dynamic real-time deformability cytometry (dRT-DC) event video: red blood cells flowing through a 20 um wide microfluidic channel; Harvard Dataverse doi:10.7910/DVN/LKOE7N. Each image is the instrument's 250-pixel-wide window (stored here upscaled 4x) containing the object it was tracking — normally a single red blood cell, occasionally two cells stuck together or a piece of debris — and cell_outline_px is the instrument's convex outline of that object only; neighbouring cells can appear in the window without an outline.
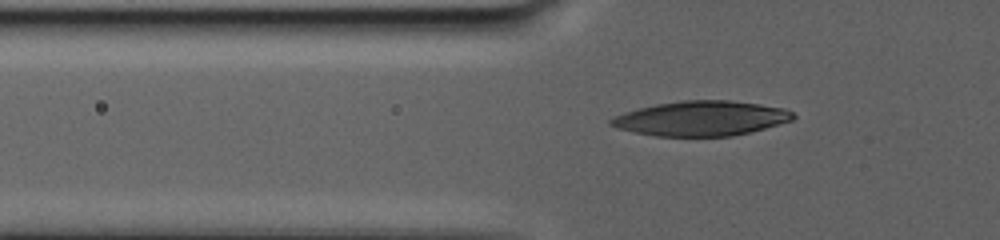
{"species": "human", "species_latin": "Homo sapiens", "temperature_condition": "warm", "stored_images_in_passage": 80, "camera_frame_rate_fps": 3000, "um_per_image_px": 0.085, "donor": {"sex": "male"}, "frame": {"image": 1, "passage_image": 3, "time_ms": 0.333, "image_size_px": [1000, 240], "cell_outline_px": [[796, 116], [792, 120], [764, 128], [732, 136], [656, 136], [616, 128], [608, 124], [608, 120], [612, 116], [624, 112], [656, 104], [684, 100], [728, 100], [760, 104], [784, 108], [792, 112]], "centroid_in_image_um": [59.56, 10.06], "position_along_channel_um": 66.2, "area_um2": 36.82}}
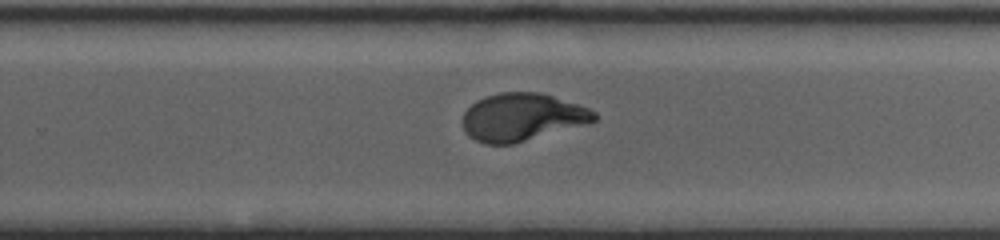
{"frame": {"image": 2, "passage_image": 37, "time_ms": 10.0, "image_size_px": [1000, 240], "cell_outline_px": [[596, 120], [512, 144], [484, 144], [468, 136], [464, 128], [464, 112], [476, 100], [500, 92], [540, 92], [588, 108], [596, 112]], "centroid_in_image_um": [44.33, 9.95], "position_along_channel_um": 285.5, "area_um2": 35.78}}
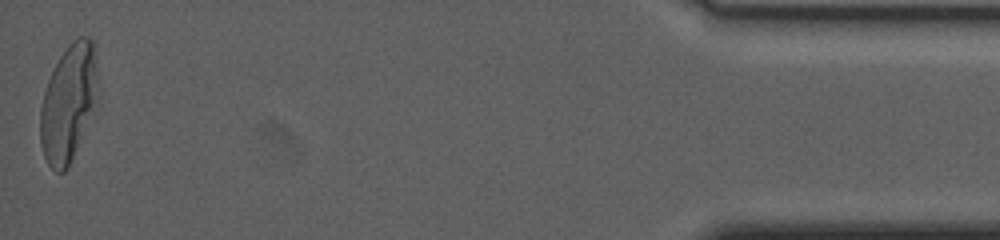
{"frame": {"image": 3, "passage_image": 80, "time_ms": 19.333, "image_size_px": [1000, 240], "cell_outline_px": [[100, 96], [68, 168], [64, 172], [56, 172], [48, 164], [44, 156], [40, 144], [40, 108], [44, 92], [48, 80], [60, 56], [68, 44], [72, 40], [80, 36], [88, 36], [92, 40]], "centroid_in_image_um": [5.83, 8.75], "position_along_channel_um": 429.4, "area_um2": 39.36}, "authors_computed_cell_mechanics": {"area_um2": 36.5585, "velocity_mm_per_s": 2.3474, "shape_relaxation_time_tau1_ms": 9.2263, "shape_relaxation_time_tau2_ms": 1.3881, "deformation_change_tau1": 0.2776, "deformation_change_tau2": 0.0636}}